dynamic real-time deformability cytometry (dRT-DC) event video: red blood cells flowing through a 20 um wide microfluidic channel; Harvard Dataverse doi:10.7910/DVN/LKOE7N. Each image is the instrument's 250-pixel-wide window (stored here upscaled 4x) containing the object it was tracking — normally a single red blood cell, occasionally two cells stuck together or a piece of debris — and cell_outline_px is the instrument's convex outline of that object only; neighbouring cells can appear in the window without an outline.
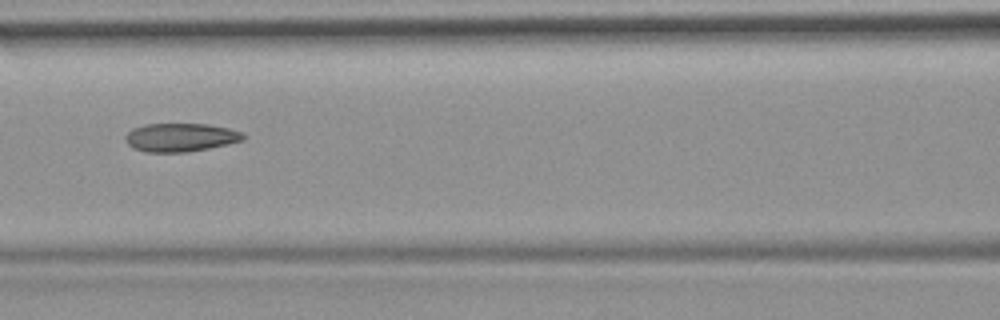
{"species": "common noctule bat (a hibernating species)", "species_latin": "Nyctalus noctula", "temperature_condition": "room temperature", "stored_images_in_passage": 35, "camera_frame_rate_fps": 3000, "um_per_image_px": 0.085, "animal": {"sex": "female", "body_mass_g": 19.9}, "frame": {"image": 1, "passage_image": 11, "time_ms": 3.333, "image_size_px": [1000, 320], "cell_outline_px": [[244, 140], [228, 144], [208, 148], [184, 152], [144, 152], [132, 148], [124, 140], [124, 136], [132, 128], [144, 124], [208, 124], [228, 128], [240, 132], [244, 136]], "centroid_in_image_um": [15.28, 11.68], "position_along_channel_um": 151.3, "area_um2": 19.54}, "authors_computed_cell_mechanics": {"area_um2": 19.7098, "velocity_mm_per_s": 3.7791, "shape_relaxation_time_tau1_ms": null, "shape_relaxation_time_tau2_ms": 2.5667, "deformation_change_tau1": null, "deformation_change_tau2": 0.0992}}